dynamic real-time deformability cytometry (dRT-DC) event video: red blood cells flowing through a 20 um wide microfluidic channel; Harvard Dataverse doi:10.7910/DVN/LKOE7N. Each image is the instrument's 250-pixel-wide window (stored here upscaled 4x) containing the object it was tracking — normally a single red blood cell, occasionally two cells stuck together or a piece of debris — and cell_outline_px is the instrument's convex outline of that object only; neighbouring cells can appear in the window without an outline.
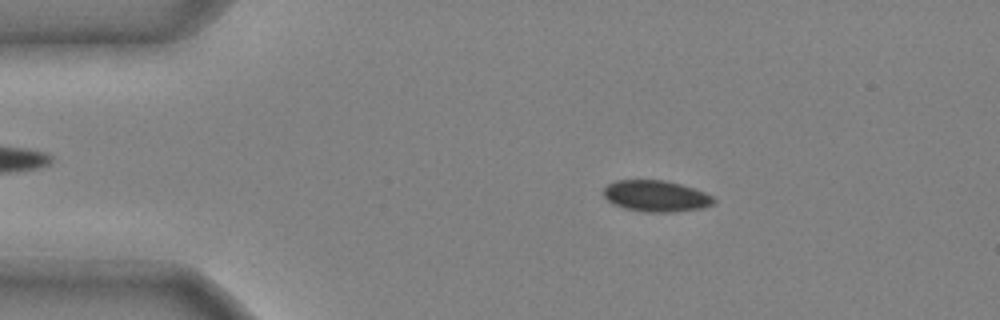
{"species": "common noctule bat (a hibernating species)", "species_latin": "Nyctalus noctula", "temperature_condition": "cold", "stored_images_in_passage": 47, "camera_frame_rate_fps": 3000, "um_per_image_px": 0.085, "animal": {"sex": "male", "body_mass_g": 20.4}, "frame": {"image": 1, "passage_image": 8, "time_ms": 2.333, "image_size_px": [1000, 320], "cell_outline_px": [[716, 204], [704, 208], [676, 212], [644, 212], [624, 208], [612, 204], [604, 196], [604, 188], [608, 184], [616, 180], [664, 180], [680, 184], [704, 192], [712, 196], [716, 200]], "centroid_in_image_um": [55.78, 16.68], "position_along_channel_um": 29.2, "area_um2": 20.23}}
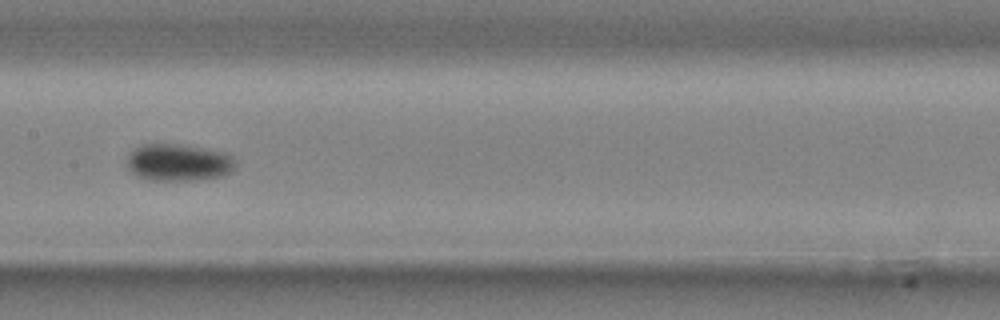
{"frame": {"image": 2, "passage_image": 24, "time_ms": 7.667, "image_size_px": [1000, 320], "cell_outline_px": [[236, 168], [232, 172], [224, 176], [200, 180], [148, 180], [132, 172], [128, 168], [128, 156], [136, 148], [144, 144], [176, 144], [224, 152], [232, 156], [236, 164]], "centroid_in_image_um": [15.23, 13.83], "position_along_channel_um": 192.2, "area_um2": 23.35}}
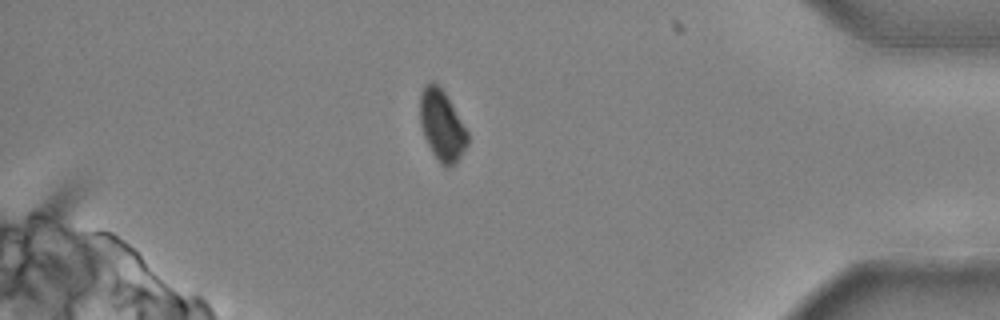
{"frame": {"image": 3, "passage_image": 42, "time_ms": 13.667, "image_size_px": [1000, 320], "cell_outline_px": [[468, 144], [460, 156], [452, 164], [444, 168], [440, 164], [432, 152], [424, 136], [420, 124], [420, 92], [432, 80], [444, 92], [468, 132]], "centroid_in_image_um": [37.55, 10.67], "position_along_channel_um": 397.7, "area_um2": 19.19}, "authors_computed_cell_mechanics": {"area_um2": 21.1548, "velocity_mm_per_s": 3.9736, "shape_relaxation_time_tau1_ms": 9.7546, "shape_relaxation_time_tau2_ms": null, "deformation_change_tau1": 0.1402, "deformation_change_tau2": null}}